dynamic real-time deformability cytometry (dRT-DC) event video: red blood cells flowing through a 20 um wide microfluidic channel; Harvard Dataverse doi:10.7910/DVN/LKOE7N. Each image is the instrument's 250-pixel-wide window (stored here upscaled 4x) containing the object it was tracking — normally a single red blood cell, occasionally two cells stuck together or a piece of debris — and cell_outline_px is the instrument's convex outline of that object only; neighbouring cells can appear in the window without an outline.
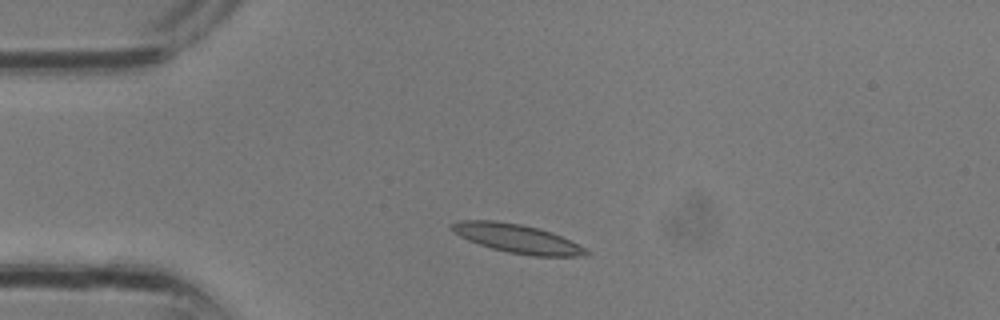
{"species": "common noctule bat (a hibernating species)", "species_latin": "Nyctalus noctula", "temperature_condition": "room temperature", "stored_images_in_passage": 7, "camera_frame_rate_fps": 3000, "um_per_image_px": 0.085, "animal": {"sex": "male", "body_mass_g": 13.3}, "frame": {"image": 1, "passage_image": 3, "time_ms": 0.667, "image_size_px": [1000, 320], "cell_outline_px": [[592, 252], [584, 256], [532, 256], [508, 252], [492, 248], [468, 240], [452, 232], [448, 224], [460, 220], [496, 220], [520, 224], [540, 228], [552, 232]], "centroid_in_image_um": [43.91, 20.26], "position_along_channel_um": 41.1, "area_um2": 22.48}}
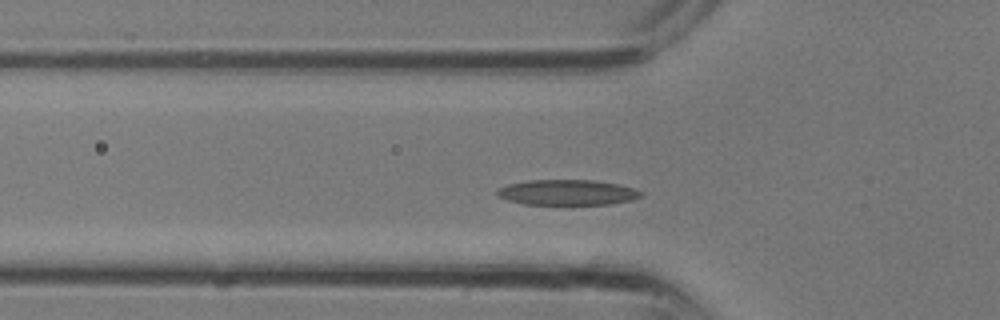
{"frame": {"image": 2, "passage_image": 6, "time_ms": 1.667, "image_size_px": [1000, 320], "cell_outline_px": [[644, 196], [632, 200], [608, 204], [524, 204], [508, 200], [496, 196], [496, 192], [500, 188], [508, 184], [528, 180], [592, 180], [616, 184], [632, 188], [644, 192]], "centroid_in_image_um": [48.22, 16.35], "position_along_channel_um": 77.6, "area_um2": 21.21}}